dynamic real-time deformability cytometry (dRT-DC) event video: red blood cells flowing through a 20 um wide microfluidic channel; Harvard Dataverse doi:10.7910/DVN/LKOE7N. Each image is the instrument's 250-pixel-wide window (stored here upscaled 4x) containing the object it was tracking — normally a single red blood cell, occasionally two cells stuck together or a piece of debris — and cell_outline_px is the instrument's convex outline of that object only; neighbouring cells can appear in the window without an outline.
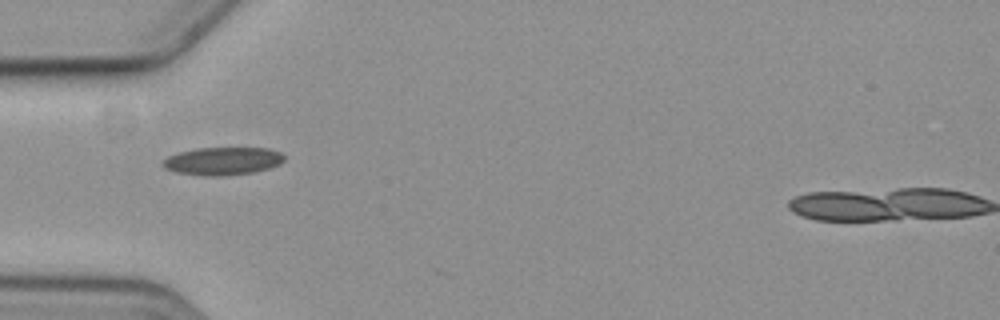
{"species": "common noctule bat (a hibernating species)", "species_latin": "Nyctalus noctula", "temperature_condition": "cold", "stored_images_in_passage": 11, "segment_of_instrument_passage": [1, 2], "camera_frame_rate_fps": 3000, "um_per_image_px": 0.085, "animal": {"sex": "female", "body_mass_g": 19.3, "forearm_length_mm": 54.1}, "frame": {"image": 1, "passage_image": 1, "time_ms": 0.0, "image_size_px": [1000, 320], "cell_outline_px": [[284, 160], [280, 164], [268, 168], [252, 172], [216, 176], [212, 176], [176, 172], [164, 168], [164, 160], [168, 156], [180, 152], [196, 148], [268, 148], [280, 152], [284, 156]], "centroid_in_image_um": [18.95, 13.67], "position_along_channel_um": 66.1, "area_um2": 19.36}}
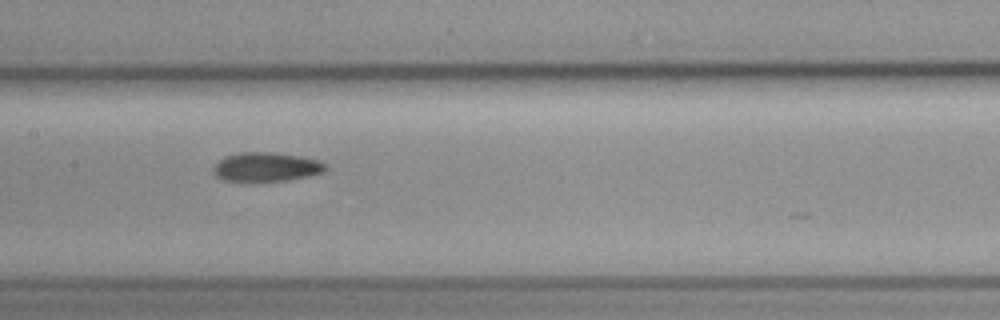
{"frame": {"image": 2, "passage_image": 4, "time_ms": 3.333, "image_size_px": [1000, 320], "cell_outline_px": [[328, 168], [324, 172], [308, 176], [284, 180], [224, 180], [216, 176], [212, 172], [212, 168], [224, 156], [240, 152], [276, 152], [300, 156], [320, 160], [328, 164]], "centroid_in_image_um": [22.67, 14.16], "position_along_channel_um": 184.7, "area_um2": 18.96}}
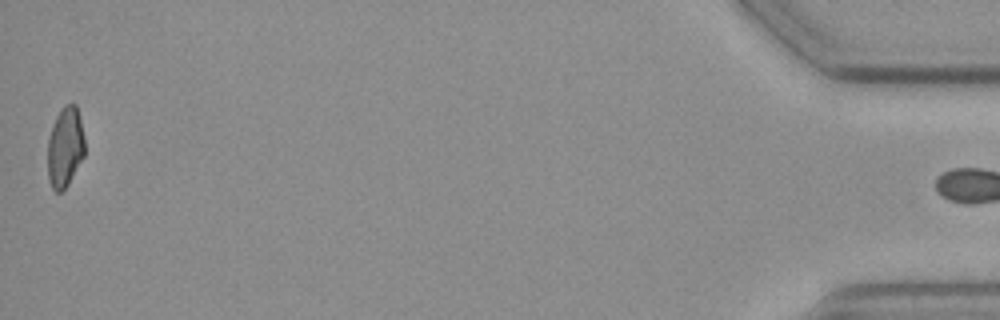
{"frame": {"image": 3, "passage_image": 10, "time_ms": 13.0, "image_size_px": [1000, 320], "cell_outline_px": [[84, 156], [68, 184], [60, 192], [56, 192], [52, 188], [48, 176], [48, 140], [56, 116], [60, 108], [64, 104], [76, 104], [84, 136]], "centroid_in_image_um": [5.53, 12.49], "position_along_channel_um": 429.7, "area_um2": 17.17}}